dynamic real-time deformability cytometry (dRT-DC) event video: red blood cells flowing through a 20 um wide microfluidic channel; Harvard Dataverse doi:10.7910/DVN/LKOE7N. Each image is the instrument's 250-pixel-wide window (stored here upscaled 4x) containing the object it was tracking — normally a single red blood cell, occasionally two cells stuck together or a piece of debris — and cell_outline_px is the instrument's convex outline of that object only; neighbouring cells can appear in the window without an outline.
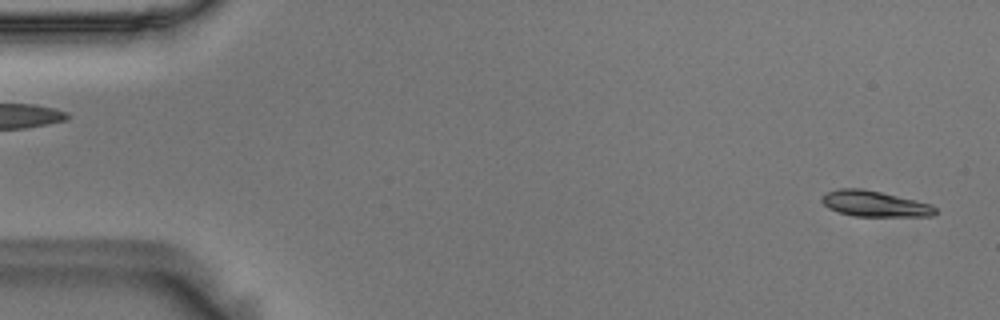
{"species": "Egyptian fruit bat (a non-hibernating species)", "species_latin": "Rousettus aegyptiacus", "temperature_condition": "room temperature", "stored_images_in_passage": 54, "camera_frame_rate_fps": 3000, "um_per_image_px": 0.085, "animal": {"sex": "male"}, "frame": {"image": 1, "passage_image": 2, "time_ms": 0.333, "image_size_px": [1000, 320], "cell_outline_px": [[936, 212], [932, 216], [852, 216], [828, 208], [820, 200], [820, 196], [828, 192], [840, 188], [864, 188], [932, 204], [936, 208]], "centroid_in_image_um": [74.32, 17.31], "position_along_channel_um": 10.7, "area_um2": 17.05}}
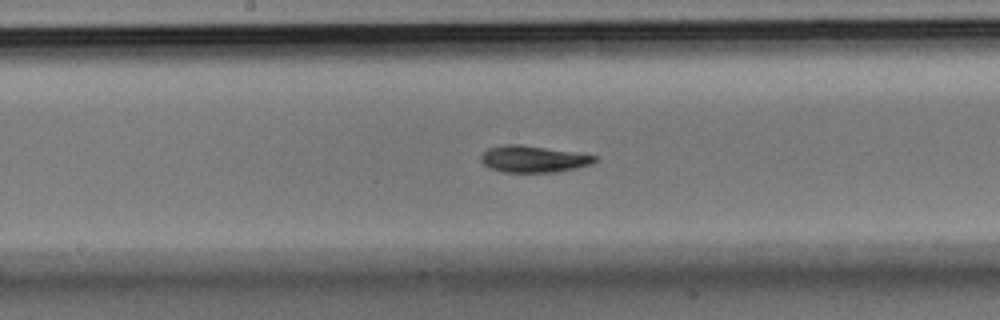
{"frame": {"image": 2, "passage_image": 28, "time_ms": 9.0, "image_size_px": [1000, 320], "cell_outline_px": [[596, 160], [592, 164], [576, 168], [556, 172], [504, 172], [488, 168], [480, 160], [480, 156], [488, 148], [504, 144], [520, 144], [572, 152], [596, 156]], "centroid_in_image_um": [45.28, 13.52], "position_along_channel_um": 202.9, "area_um2": 17.57}}
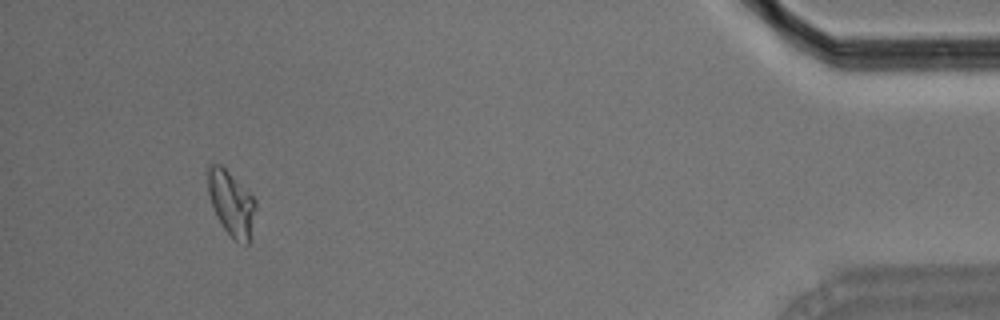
{"frame": {"image": 3, "passage_image": 51, "time_ms": 16.667, "image_size_px": [1000, 320], "cell_outline_px": [[256, 208], [248, 244], [244, 244], [236, 240], [224, 228], [216, 216], [208, 192], [204, 172], [208, 164], [220, 164], [256, 200]], "centroid_in_image_um": [19.61, 17.22], "position_along_channel_um": 415.6, "area_um2": 17.86}, "authors_computed_cell_mechanics": {"area_um2": 17.5712, "velocity_mm_per_s": 3.6535, "shape_relaxation_time_tau1_ms": 4.1436, "shape_relaxation_time_tau2_ms": 4.7598, "deformation_change_tau1": 0.1446, "deformation_change_tau2": 0.0903}}